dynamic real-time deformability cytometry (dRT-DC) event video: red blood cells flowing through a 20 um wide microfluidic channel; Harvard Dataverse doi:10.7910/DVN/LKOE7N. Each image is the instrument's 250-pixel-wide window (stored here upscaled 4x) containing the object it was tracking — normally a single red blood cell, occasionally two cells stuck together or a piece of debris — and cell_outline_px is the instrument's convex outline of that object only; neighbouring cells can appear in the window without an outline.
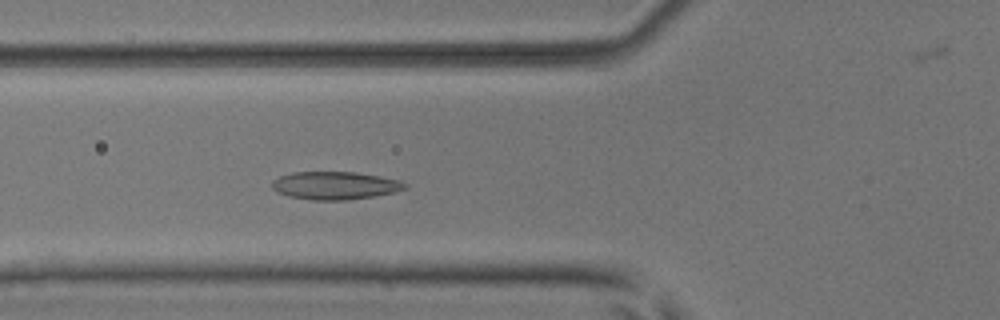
{"species": "common noctule bat (a hibernating species)", "species_latin": "Nyctalus noctula", "temperature_condition": "room temperature", "stored_images_in_passage": 51, "camera_frame_rate_fps": 3000, "um_per_image_px": 0.085, "animal": {"sex": "male", "body_mass_g": 17.9, "forearm_length_mm": 54.2}, "frame": {"image": 1, "passage_image": 18, "time_ms": 5.667, "image_size_px": [1000, 320], "cell_outline_px": [[408, 184], [404, 188], [392, 192], [372, 196], [348, 200], [312, 200], [288, 196], [276, 192], [272, 188], [272, 180], [280, 176], [292, 172], [356, 172], [380, 176], [400, 180]], "centroid_in_image_um": [28.43, 15.76], "position_along_channel_um": 97.4, "area_um2": 21.56}}
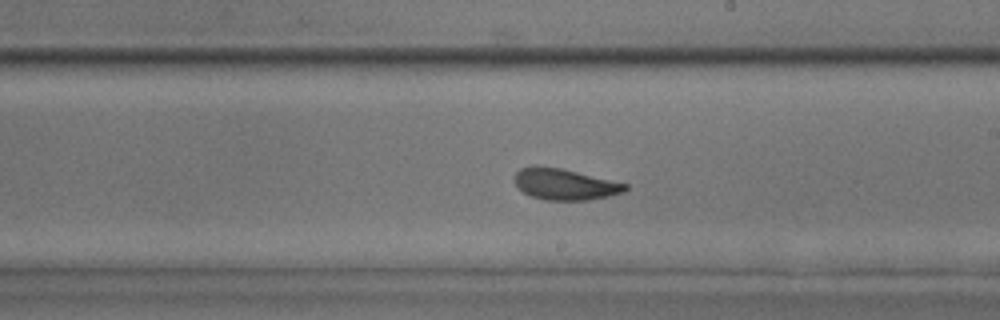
{"frame": {"image": 2, "passage_image": 29, "time_ms": 9.333, "image_size_px": [1000, 320], "cell_outline_px": [[628, 188], [624, 192], [608, 196], [588, 200], [544, 200], [532, 196], [524, 192], [516, 184], [516, 172], [520, 168], [532, 164], [536, 164], [560, 168], [628, 184]], "centroid_in_image_um": [48.0, 15.65], "position_along_channel_um": 241.0, "area_um2": 20.06}}
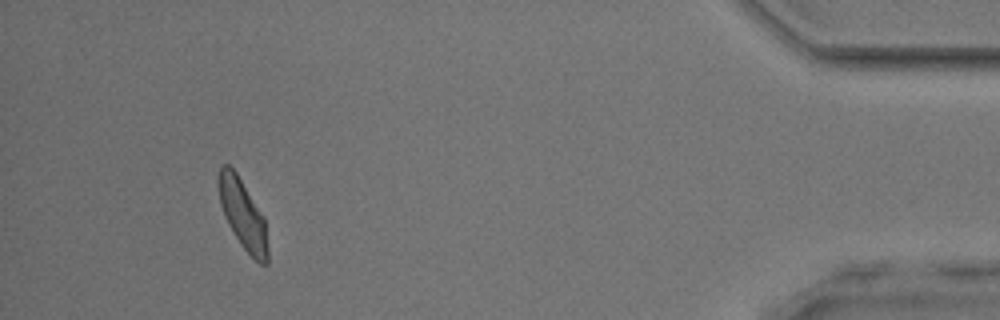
{"frame": {"image": 3, "passage_image": 47, "time_ms": 15.333, "image_size_px": [1000, 320], "cell_outline_px": [[268, 264], [260, 264], [240, 244], [228, 224], [224, 216], [220, 204], [216, 180], [216, 176], [220, 164], [228, 164], [236, 172], [264, 216], [268, 248]], "centroid_in_image_um": [20.6, 18.16], "position_along_channel_um": 414.6, "area_um2": 20.17}, "authors_computed_cell_mechanics": {"area_um2": 20.519, "velocity_mm_per_s": 3.9386, "shape_relaxation_time_tau1_ms": 2.8813, "shape_relaxation_time_tau2_ms": 1.4584, "deformation_change_tau1": 0.106, "deformation_change_tau2": 0.072}}